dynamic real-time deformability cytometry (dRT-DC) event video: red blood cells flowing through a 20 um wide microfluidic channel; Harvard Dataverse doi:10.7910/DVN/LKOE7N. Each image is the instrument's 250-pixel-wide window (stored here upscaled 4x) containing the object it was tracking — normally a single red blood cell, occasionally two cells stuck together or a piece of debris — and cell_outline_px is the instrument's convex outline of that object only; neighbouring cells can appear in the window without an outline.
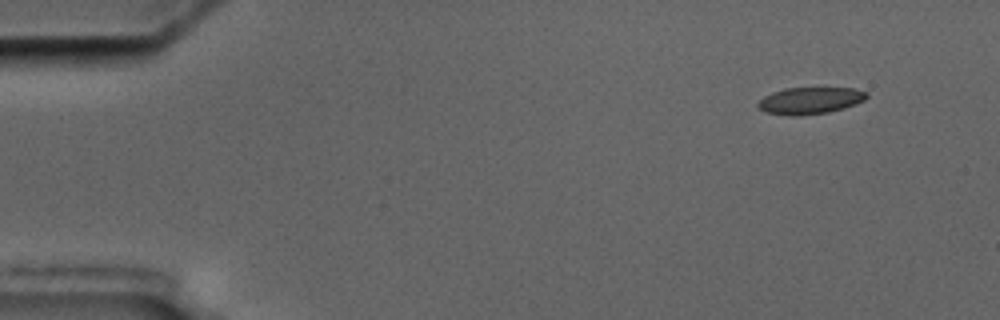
{"species": "common noctule bat (a hibernating species)", "species_latin": "Nyctalus noctula", "temperature_condition": "cold", "stored_images_in_passage": 4, "camera_frame_rate_fps": 3000, "um_per_image_px": 0.085, "animal": {"sex": "male", "body_mass_g": 17.5, "forearm_length_mm": 52.3}, "frame": {"image": 1, "passage_image": 1, "time_ms": 0.0, "image_size_px": [1000, 320], "cell_outline_px": [[868, 96], [864, 100], [844, 108], [828, 112], [800, 116], [788, 116], [768, 112], [760, 108], [756, 104], [764, 96], [772, 92], [784, 88], [856, 88], [868, 92]], "centroid_in_image_um": [68.87, 8.54], "position_along_channel_um": 16.1, "area_um2": 16.99}}
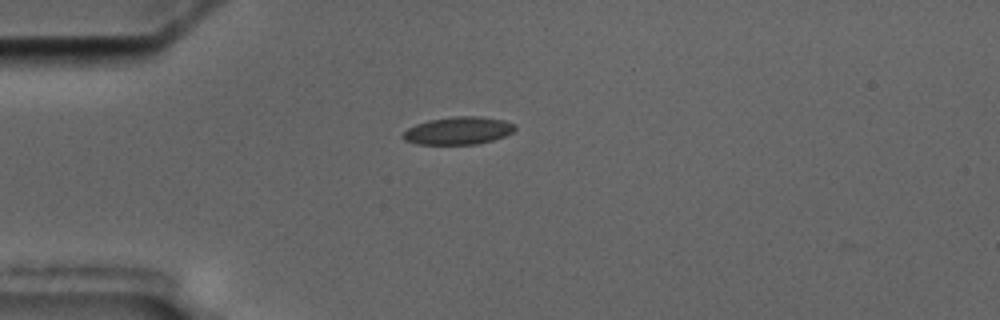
{"frame": {"image": 2, "passage_image": 4, "time_ms": 3.333, "image_size_px": [1000, 320], "cell_outline_px": [[516, 128], [512, 132], [504, 136], [492, 140], [476, 144], [416, 144], [404, 140], [400, 136], [408, 128], [416, 124], [428, 120], [456, 116], [480, 116], [504, 120], [516, 124]], "centroid_in_image_um": [38.94, 11.1], "position_along_channel_um": 46.1, "area_um2": 18.09}}